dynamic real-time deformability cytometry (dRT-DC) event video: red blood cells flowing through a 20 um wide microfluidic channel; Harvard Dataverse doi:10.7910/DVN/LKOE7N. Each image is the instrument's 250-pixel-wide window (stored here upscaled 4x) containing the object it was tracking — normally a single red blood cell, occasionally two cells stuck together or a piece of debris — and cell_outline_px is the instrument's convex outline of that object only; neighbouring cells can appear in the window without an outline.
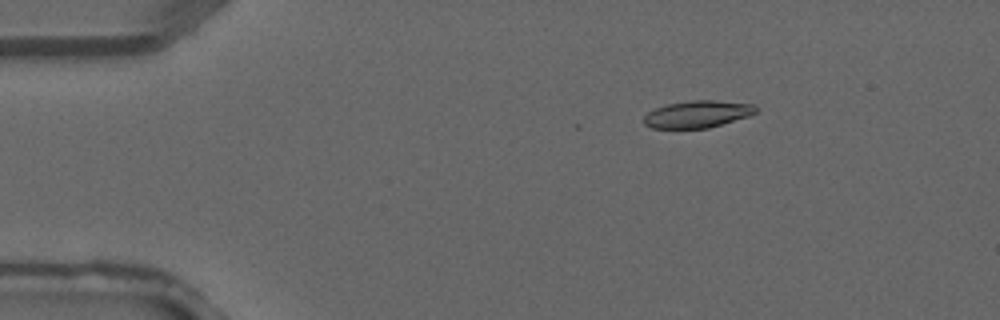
{"species": "common noctule bat (a hibernating species)", "species_latin": "Nyctalus noctula", "temperature_condition": "warm", "stored_images_in_passage": 2, "camera_frame_rate_fps": 3000, "um_per_image_px": 0.085, "animal": {"sex": "male", "forearm_length_mm": 52.5}, "frame": {"image": 1, "passage_image": 1, "time_ms": 0.0, "image_size_px": [1000, 320], "cell_outline_px": [[756, 112], [748, 116], [708, 128], [652, 128], [644, 124], [644, 116], [648, 112], [656, 108], [668, 104], [692, 100], [716, 100], [756, 104]], "centroid_in_image_um": [59.29, 9.69], "position_along_channel_um": 25.7, "area_um2": 17.57}}